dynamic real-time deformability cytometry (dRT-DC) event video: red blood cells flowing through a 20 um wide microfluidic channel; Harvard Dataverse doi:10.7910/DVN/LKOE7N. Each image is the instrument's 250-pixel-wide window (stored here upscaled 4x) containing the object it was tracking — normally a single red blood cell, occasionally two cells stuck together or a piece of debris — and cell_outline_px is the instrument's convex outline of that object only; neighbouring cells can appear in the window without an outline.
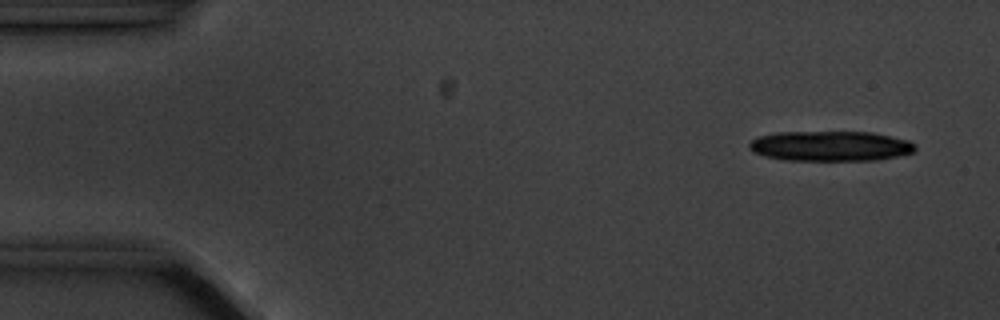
{"species": "common noctule bat (a hibernating species)", "species_latin": "Nyctalus noctula", "temperature_condition": "cold", "stored_images_in_passage": 5, "camera_frame_rate_fps": 3000, "um_per_image_px": 0.085, "animal": {"sex": "male", "body_mass_g": 20.1, "forearm_length_mm": 53.5}, "frame": {"image": 1, "passage_image": 1, "time_ms": 0.0, "image_size_px": [1000, 320], "cell_outline_px": [[916, 148], [912, 152], [896, 156], [872, 160], [784, 160], [764, 156], [752, 152], [748, 148], [748, 144], [752, 140], [760, 136], [776, 132], [872, 132], [908, 140]], "centroid_in_image_um": [70.51, 12.41], "position_along_channel_um": 14.5, "area_um2": 28.96}}